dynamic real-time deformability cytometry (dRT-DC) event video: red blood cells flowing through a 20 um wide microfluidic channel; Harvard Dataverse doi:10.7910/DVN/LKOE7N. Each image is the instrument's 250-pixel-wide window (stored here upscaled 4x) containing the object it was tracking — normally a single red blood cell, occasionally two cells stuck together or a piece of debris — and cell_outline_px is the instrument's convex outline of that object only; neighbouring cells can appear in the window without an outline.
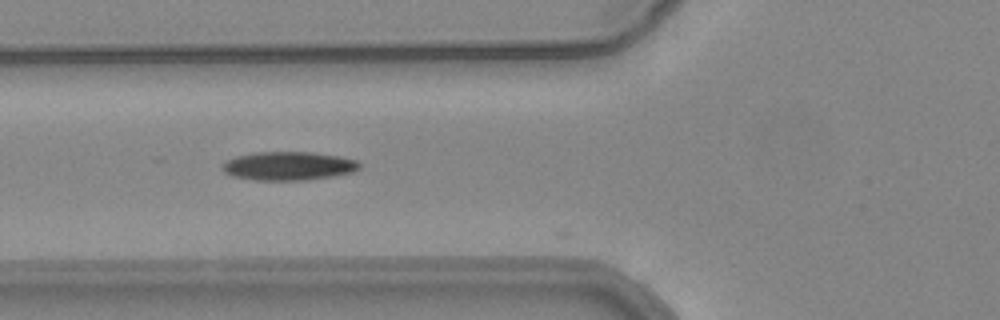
{"species": "common noctule bat (a hibernating species)", "species_latin": "Nyctalus noctula", "temperature_condition": "warm", "stored_images_in_passage": 6, "camera_frame_rate_fps": 3000, "um_per_image_px": 0.085, "animal": {"sex": "female", "body_mass_g": 24.6, "forearm_length_mm": 56.2}, "frame": {"image": 1, "passage_image": 5, "time_ms": 1.333, "image_size_px": [1000, 320], "cell_outline_px": [[360, 168], [352, 172], [332, 176], [304, 180], [256, 180], [232, 176], [224, 172], [224, 164], [228, 160], [236, 156], [252, 152], [312, 152], [340, 156], [356, 160], [360, 164]], "centroid_in_image_um": [24.54, 14.1], "position_along_channel_um": 101.3, "area_um2": 22.72}}